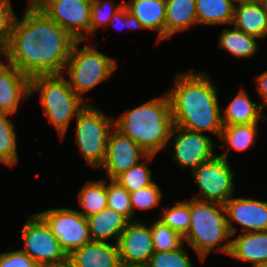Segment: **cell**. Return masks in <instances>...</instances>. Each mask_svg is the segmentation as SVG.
Segmentation results:
<instances>
[{
  "instance_id": "7",
  "label": "cell",
  "mask_w": 267,
  "mask_h": 267,
  "mask_svg": "<svg viewBox=\"0 0 267 267\" xmlns=\"http://www.w3.org/2000/svg\"><path fill=\"white\" fill-rule=\"evenodd\" d=\"M75 141L86 165L100 168L106 158L107 143L110 131L114 128V118L106 116L91 105L76 117Z\"/></svg>"
},
{
  "instance_id": "11",
  "label": "cell",
  "mask_w": 267,
  "mask_h": 267,
  "mask_svg": "<svg viewBox=\"0 0 267 267\" xmlns=\"http://www.w3.org/2000/svg\"><path fill=\"white\" fill-rule=\"evenodd\" d=\"M21 237L24 241L21 250L39 266L68 258L48 225L38 214L31 215L24 223Z\"/></svg>"
},
{
  "instance_id": "30",
  "label": "cell",
  "mask_w": 267,
  "mask_h": 267,
  "mask_svg": "<svg viewBox=\"0 0 267 267\" xmlns=\"http://www.w3.org/2000/svg\"><path fill=\"white\" fill-rule=\"evenodd\" d=\"M160 221H162L169 228L178 232L184 237L188 230L191 221L189 200L177 201L176 205L171 208L164 209L161 214Z\"/></svg>"
},
{
  "instance_id": "19",
  "label": "cell",
  "mask_w": 267,
  "mask_h": 267,
  "mask_svg": "<svg viewBox=\"0 0 267 267\" xmlns=\"http://www.w3.org/2000/svg\"><path fill=\"white\" fill-rule=\"evenodd\" d=\"M124 6L144 29L158 32L157 43L165 39L166 0H129Z\"/></svg>"
},
{
  "instance_id": "22",
  "label": "cell",
  "mask_w": 267,
  "mask_h": 267,
  "mask_svg": "<svg viewBox=\"0 0 267 267\" xmlns=\"http://www.w3.org/2000/svg\"><path fill=\"white\" fill-rule=\"evenodd\" d=\"M263 109L262 104L252 102L246 90L241 89L228 106L221 110L224 113L221 116L222 125L259 123V119H266V115L260 114Z\"/></svg>"
},
{
  "instance_id": "1",
  "label": "cell",
  "mask_w": 267,
  "mask_h": 267,
  "mask_svg": "<svg viewBox=\"0 0 267 267\" xmlns=\"http://www.w3.org/2000/svg\"><path fill=\"white\" fill-rule=\"evenodd\" d=\"M22 17L15 15L2 53L7 62L30 79L62 74L77 40L37 7H28Z\"/></svg>"
},
{
  "instance_id": "38",
  "label": "cell",
  "mask_w": 267,
  "mask_h": 267,
  "mask_svg": "<svg viewBox=\"0 0 267 267\" xmlns=\"http://www.w3.org/2000/svg\"><path fill=\"white\" fill-rule=\"evenodd\" d=\"M109 25H112L113 28L115 29H120L121 28H127V26L130 29H144L141 25V23L139 22V20L132 16L127 8L123 5V7L121 9H119L112 17H111V21L108 23ZM121 27V28H118Z\"/></svg>"
},
{
  "instance_id": "16",
  "label": "cell",
  "mask_w": 267,
  "mask_h": 267,
  "mask_svg": "<svg viewBox=\"0 0 267 267\" xmlns=\"http://www.w3.org/2000/svg\"><path fill=\"white\" fill-rule=\"evenodd\" d=\"M30 80L13 65L0 61V113L13 115L20 100L29 99Z\"/></svg>"
},
{
  "instance_id": "17",
  "label": "cell",
  "mask_w": 267,
  "mask_h": 267,
  "mask_svg": "<svg viewBox=\"0 0 267 267\" xmlns=\"http://www.w3.org/2000/svg\"><path fill=\"white\" fill-rule=\"evenodd\" d=\"M68 258L73 267H118L120 263L118 244L99 241L73 250Z\"/></svg>"
},
{
  "instance_id": "12",
  "label": "cell",
  "mask_w": 267,
  "mask_h": 267,
  "mask_svg": "<svg viewBox=\"0 0 267 267\" xmlns=\"http://www.w3.org/2000/svg\"><path fill=\"white\" fill-rule=\"evenodd\" d=\"M168 142L173 144L172 148L175 152L172 156L173 160L182 169L189 167L191 172L215 156L212 138L201 132L190 131L174 125Z\"/></svg>"
},
{
  "instance_id": "13",
  "label": "cell",
  "mask_w": 267,
  "mask_h": 267,
  "mask_svg": "<svg viewBox=\"0 0 267 267\" xmlns=\"http://www.w3.org/2000/svg\"><path fill=\"white\" fill-rule=\"evenodd\" d=\"M154 156L148 154L132 139L113 128L108 137L106 158L100 168L106 170L109 180L115 179L122 172L139 163L140 157L151 161Z\"/></svg>"
},
{
  "instance_id": "26",
  "label": "cell",
  "mask_w": 267,
  "mask_h": 267,
  "mask_svg": "<svg viewBox=\"0 0 267 267\" xmlns=\"http://www.w3.org/2000/svg\"><path fill=\"white\" fill-rule=\"evenodd\" d=\"M258 123L223 125L220 139L228 147L227 152L220 156L228 160L229 151L234 149L241 152L249 149L255 142L258 132Z\"/></svg>"
},
{
  "instance_id": "28",
  "label": "cell",
  "mask_w": 267,
  "mask_h": 267,
  "mask_svg": "<svg viewBox=\"0 0 267 267\" xmlns=\"http://www.w3.org/2000/svg\"><path fill=\"white\" fill-rule=\"evenodd\" d=\"M8 115L0 113V163L12 167L18 163V152L14 124Z\"/></svg>"
},
{
  "instance_id": "27",
  "label": "cell",
  "mask_w": 267,
  "mask_h": 267,
  "mask_svg": "<svg viewBox=\"0 0 267 267\" xmlns=\"http://www.w3.org/2000/svg\"><path fill=\"white\" fill-rule=\"evenodd\" d=\"M78 203L85 218L101 212L107 207V185L105 180L88 181L78 194Z\"/></svg>"
},
{
  "instance_id": "33",
  "label": "cell",
  "mask_w": 267,
  "mask_h": 267,
  "mask_svg": "<svg viewBox=\"0 0 267 267\" xmlns=\"http://www.w3.org/2000/svg\"><path fill=\"white\" fill-rule=\"evenodd\" d=\"M183 245L171 251H155L148 263V267H193L188 251L184 250Z\"/></svg>"
},
{
  "instance_id": "25",
  "label": "cell",
  "mask_w": 267,
  "mask_h": 267,
  "mask_svg": "<svg viewBox=\"0 0 267 267\" xmlns=\"http://www.w3.org/2000/svg\"><path fill=\"white\" fill-rule=\"evenodd\" d=\"M256 39L234 26L222 30L218 46L237 58H250L258 51Z\"/></svg>"
},
{
  "instance_id": "3",
  "label": "cell",
  "mask_w": 267,
  "mask_h": 267,
  "mask_svg": "<svg viewBox=\"0 0 267 267\" xmlns=\"http://www.w3.org/2000/svg\"><path fill=\"white\" fill-rule=\"evenodd\" d=\"M173 127L171 102L166 92L161 97L128 109L114 120L115 129L151 155H156L169 144Z\"/></svg>"
},
{
  "instance_id": "44",
  "label": "cell",
  "mask_w": 267,
  "mask_h": 267,
  "mask_svg": "<svg viewBox=\"0 0 267 267\" xmlns=\"http://www.w3.org/2000/svg\"><path fill=\"white\" fill-rule=\"evenodd\" d=\"M252 267H267V263H263V264L252 266Z\"/></svg>"
},
{
  "instance_id": "15",
  "label": "cell",
  "mask_w": 267,
  "mask_h": 267,
  "mask_svg": "<svg viewBox=\"0 0 267 267\" xmlns=\"http://www.w3.org/2000/svg\"><path fill=\"white\" fill-rule=\"evenodd\" d=\"M119 259L126 263L147 265L155 252L150 225L143 221H129L117 242Z\"/></svg>"
},
{
  "instance_id": "20",
  "label": "cell",
  "mask_w": 267,
  "mask_h": 267,
  "mask_svg": "<svg viewBox=\"0 0 267 267\" xmlns=\"http://www.w3.org/2000/svg\"><path fill=\"white\" fill-rule=\"evenodd\" d=\"M228 255L252 266L267 263V231L240 233L231 240Z\"/></svg>"
},
{
  "instance_id": "37",
  "label": "cell",
  "mask_w": 267,
  "mask_h": 267,
  "mask_svg": "<svg viewBox=\"0 0 267 267\" xmlns=\"http://www.w3.org/2000/svg\"><path fill=\"white\" fill-rule=\"evenodd\" d=\"M8 251L0 254V267H39L24 251Z\"/></svg>"
},
{
  "instance_id": "9",
  "label": "cell",
  "mask_w": 267,
  "mask_h": 267,
  "mask_svg": "<svg viewBox=\"0 0 267 267\" xmlns=\"http://www.w3.org/2000/svg\"><path fill=\"white\" fill-rule=\"evenodd\" d=\"M37 214L48 225L67 255L92 241L88 220L77 210L55 208Z\"/></svg>"
},
{
  "instance_id": "24",
  "label": "cell",
  "mask_w": 267,
  "mask_h": 267,
  "mask_svg": "<svg viewBox=\"0 0 267 267\" xmlns=\"http://www.w3.org/2000/svg\"><path fill=\"white\" fill-rule=\"evenodd\" d=\"M198 25H232L236 0H195Z\"/></svg>"
},
{
  "instance_id": "36",
  "label": "cell",
  "mask_w": 267,
  "mask_h": 267,
  "mask_svg": "<svg viewBox=\"0 0 267 267\" xmlns=\"http://www.w3.org/2000/svg\"><path fill=\"white\" fill-rule=\"evenodd\" d=\"M10 0H0V54L8 47L11 37V27L15 17Z\"/></svg>"
},
{
  "instance_id": "42",
  "label": "cell",
  "mask_w": 267,
  "mask_h": 267,
  "mask_svg": "<svg viewBox=\"0 0 267 267\" xmlns=\"http://www.w3.org/2000/svg\"><path fill=\"white\" fill-rule=\"evenodd\" d=\"M43 0H29L28 7H37Z\"/></svg>"
},
{
  "instance_id": "23",
  "label": "cell",
  "mask_w": 267,
  "mask_h": 267,
  "mask_svg": "<svg viewBox=\"0 0 267 267\" xmlns=\"http://www.w3.org/2000/svg\"><path fill=\"white\" fill-rule=\"evenodd\" d=\"M198 25L195 0H166L165 39Z\"/></svg>"
},
{
  "instance_id": "2",
  "label": "cell",
  "mask_w": 267,
  "mask_h": 267,
  "mask_svg": "<svg viewBox=\"0 0 267 267\" xmlns=\"http://www.w3.org/2000/svg\"><path fill=\"white\" fill-rule=\"evenodd\" d=\"M175 84L166 92L171 102L174 125L194 132L221 136L223 129L217 88L205 74H177Z\"/></svg>"
},
{
  "instance_id": "32",
  "label": "cell",
  "mask_w": 267,
  "mask_h": 267,
  "mask_svg": "<svg viewBox=\"0 0 267 267\" xmlns=\"http://www.w3.org/2000/svg\"><path fill=\"white\" fill-rule=\"evenodd\" d=\"M107 184V207L123 215L128 221L133 218L130 193L116 180L110 179Z\"/></svg>"
},
{
  "instance_id": "31",
  "label": "cell",
  "mask_w": 267,
  "mask_h": 267,
  "mask_svg": "<svg viewBox=\"0 0 267 267\" xmlns=\"http://www.w3.org/2000/svg\"><path fill=\"white\" fill-rule=\"evenodd\" d=\"M150 230L155 251H171L184 244L183 237L160 220L152 223Z\"/></svg>"
},
{
  "instance_id": "41",
  "label": "cell",
  "mask_w": 267,
  "mask_h": 267,
  "mask_svg": "<svg viewBox=\"0 0 267 267\" xmlns=\"http://www.w3.org/2000/svg\"><path fill=\"white\" fill-rule=\"evenodd\" d=\"M118 267H148V266L145 264L126 263V262L120 261Z\"/></svg>"
},
{
  "instance_id": "6",
  "label": "cell",
  "mask_w": 267,
  "mask_h": 267,
  "mask_svg": "<svg viewBox=\"0 0 267 267\" xmlns=\"http://www.w3.org/2000/svg\"><path fill=\"white\" fill-rule=\"evenodd\" d=\"M83 41H76L72 47L65 70L70 77L69 87L81 98L82 94L107 80L116 70V61L99 52L95 45H85L79 50Z\"/></svg>"
},
{
  "instance_id": "35",
  "label": "cell",
  "mask_w": 267,
  "mask_h": 267,
  "mask_svg": "<svg viewBox=\"0 0 267 267\" xmlns=\"http://www.w3.org/2000/svg\"><path fill=\"white\" fill-rule=\"evenodd\" d=\"M161 197V190L155 182L136 192L130 193V202L133 210V218L137 209L146 211L157 207L160 204Z\"/></svg>"
},
{
  "instance_id": "40",
  "label": "cell",
  "mask_w": 267,
  "mask_h": 267,
  "mask_svg": "<svg viewBox=\"0 0 267 267\" xmlns=\"http://www.w3.org/2000/svg\"><path fill=\"white\" fill-rule=\"evenodd\" d=\"M39 267H73L69 258L57 263H46Z\"/></svg>"
},
{
  "instance_id": "43",
  "label": "cell",
  "mask_w": 267,
  "mask_h": 267,
  "mask_svg": "<svg viewBox=\"0 0 267 267\" xmlns=\"http://www.w3.org/2000/svg\"><path fill=\"white\" fill-rule=\"evenodd\" d=\"M259 1L262 4V6L265 9V11L267 12V0H259Z\"/></svg>"
},
{
  "instance_id": "14",
  "label": "cell",
  "mask_w": 267,
  "mask_h": 267,
  "mask_svg": "<svg viewBox=\"0 0 267 267\" xmlns=\"http://www.w3.org/2000/svg\"><path fill=\"white\" fill-rule=\"evenodd\" d=\"M224 206L232 237L237 232L233 221L241 225V233L267 231V202L231 197Z\"/></svg>"
},
{
  "instance_id": "4",
  "label": "cell",
  "mask_w": 267,
  "mask_h": 267,
  "mask_svg": "<svg viewBox=\"0 0 267 267\" xmlns=\"http://www.w3.org/2000/svg\"><path fill=\"white\" fill-rule=\"evenodd\" d=\"M189 209L191 221L189 230L183 237L184 243L185 241L189 243L202 262L205 261L211 250L228 255L231 248L229 238L232 235L228 226L225 206L192 198L189 200ZM218 243L222 245L216 247Z\"/></svg>"
},
{
  "instance_id": "18",
  "label": "cell",
  "mask_w": 267,
  "mask_h": 267,
  "mask_svg": "<svg viewBox=\"0 0 267 267\" xmlns=\"http://www.w3.org/2000/svg\"><path fill=\"white\" fill-rule=\"evenodd\" d=\"M232 24L247 35L267 36V12L259 0L236 1Z\"/></svg>"
},
{
  "instance_id": "8",
  "label": "cell",
  "mask_w": 267,
  "mask_h": 267,
  "mask_svg": "<svg viewBox=\"0 0 267 267\" xmlns=\"http://www.w3.org/2000/svg\"><path fill=\"white\" fill-rule=\"evenodd\" d=\"M228 162L222 156L215 155L191 172L200 190V196L194 199L224 205L232 197L235 173Z\"/></svg>"
},
{
  "instance_id": "10",
  "label": "cell",
  "mask_w": 267,
  "mask_h": 267,
  "mask_svg": "<svg viewBox=\"0 0 267 267\" xmlns=\"http://www.w3.org/2000/svg\"><path fill=\"white\" fill-rule=\"evenodd\" d=\"M91 4L92 0H43L37 8L75 40L85 41L90 35Z\"/></svg>"
},
{
  "instance_id": "39",
  "label": "cell",
  "mask_w": 267,
  "mask_h": 267,
  "mask_svg": "<svg viewBox=\"0 0 267 267\" xmlns=\"http://www.w3.org/2000/svg\"><path fill=\"white\" fill-rule=\"evenodd\" d=\"M257 91L262 97V107L267 106V70L256 76Z\"/></svg>"
},
{
  "instance_id": "21",
  "label": "cell",
  "mask_w": 267,
  "mask_h": 267,
  "mask_svg": "<svg viewBox=\"0 0 267 267\" xmlns=\"http://www.w3.org/2000/svg\"><path fill=\"white\" fill-rule=\"evenodd\" d=\"M87 220L92 241L108 242L112 238L115 243L129 222L123 215L108 207L87 217Z\"/></svg>"
},
{
  "instance_id": "5",
  "label": "cell",
  "mask_w": 267,
  "mask_h": 267,
  "mask_svg": "<svg viewBox=\"0 0 267 267\" xmlns=\"http://www.w3.org/2000/svg\"><path fill=\"white\" fill-rule=\"evenodd\" d=\"M63 74L39 75L30 80V95L40 92V103L49 122L58 131L60 138L66 134L70 121L85 108L83 98L70 87Z\"/></svg>"
},
{
  "instance_id": "29",
  "label": "cell",
  "mask_w": 267,
  "mask_h": 267,
  "mask_svg": "<svg viewBox=\"0 0 267 267\" xmlns=\"http://www.w3.org/2000/svg\"><path fill=\"white\" fill-rule=\"evenodd\" d=\"M152 170L146 165V162H139L129 170L122 172L114 180L123 186L129 193L136 192L148 185H151Z\"/></svg>"
},
{
  "instance_id": "34",
  "label": "cell",
  "mask_w": 267,
  "mask_h": 267,
  "mask_svg": "<svg viewBox=\"0 0 267 267\" xmlns=\"http://www.w3.org/2000/svg\"><path fill=\"white\" fill-rule=\"evenodd\" d=\"M123 5L124 1L116 6L111 0H92L90 35L94 36L99 27L107 26L111 21V17L121 9Z\"/></svg>"
}]
</instances>
